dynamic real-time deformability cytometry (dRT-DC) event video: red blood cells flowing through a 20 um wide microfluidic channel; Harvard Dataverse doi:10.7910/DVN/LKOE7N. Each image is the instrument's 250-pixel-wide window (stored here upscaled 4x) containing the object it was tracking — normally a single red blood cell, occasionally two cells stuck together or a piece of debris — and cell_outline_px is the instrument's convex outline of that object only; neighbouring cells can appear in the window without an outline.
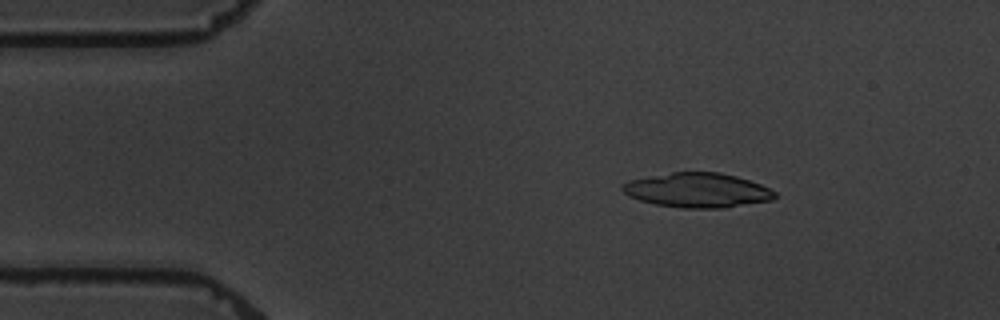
{"species": "common noctule bat (a hibernating species)", "species_latin": "Nyctalus noctula", "temperature_condition": "warm", "stored_images_in_passage": 5, "camera_frame_rate_fps": 3000, "um_per_image_px": 0.085, "animal": {"sex": "male", "body_mass_g": 19.5, "forearm_length_mm": 54.6}, "frame": {"image": 1, "passage_image": 3, "time_ms": 2.333, "image_size_px": [1000, 320], "cell_outline_px": [[776, 196], [772, 200], [724, 208], [684, 208], [656, 204], [640, 200], [628, 196], [620, 188], [620, 184], [628, 180], [672, 172], [720, 172], [736, 176], [760, 184], [776, 192]], "centroid_in_image_um": [59.26, 16.17], "position_along_channel_um": 25.7, "area_um2": 30.69}}